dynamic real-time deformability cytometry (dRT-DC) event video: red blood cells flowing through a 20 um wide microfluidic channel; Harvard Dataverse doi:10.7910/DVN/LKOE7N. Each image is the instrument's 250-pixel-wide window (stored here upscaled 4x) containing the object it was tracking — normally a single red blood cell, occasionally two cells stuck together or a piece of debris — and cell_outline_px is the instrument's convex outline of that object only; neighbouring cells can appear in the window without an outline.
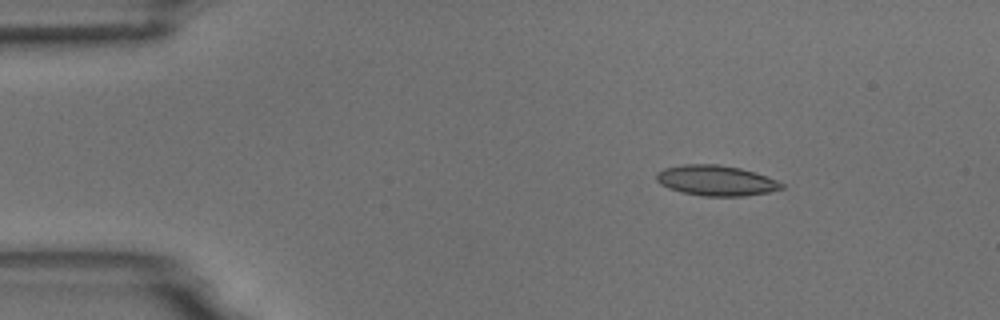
{"species": "common noctule bat (a hibernating species)", "species_latin": "Nyctalus noctula", "temperature_condition": "room temperature", "stored_images_in_passage": 4, "camera_frame_rate_fps": 3000, "um_per_image_px": 0.085, "animal": {"sex": "male", "body_mass_g": 18.8}, "frame": {"image": 1, "passage_image": 2, "time_ms": 1.0, "image_size_px": [1000, 320], "cell_outline_px": [[784, 188], [768, 192], [744, 196], [704, 196], [680, 192], [668, 188], [660, 184], [656, 180], [656, 172], [664, 168], [680, 164], [720, 164], [740, 168], [756, 172], [776, 180], [784, 184]], "centroid_in_image_um": [60.84, 15.34], "position_along_channel_um": 24.2, "area_um2": 22.37}}